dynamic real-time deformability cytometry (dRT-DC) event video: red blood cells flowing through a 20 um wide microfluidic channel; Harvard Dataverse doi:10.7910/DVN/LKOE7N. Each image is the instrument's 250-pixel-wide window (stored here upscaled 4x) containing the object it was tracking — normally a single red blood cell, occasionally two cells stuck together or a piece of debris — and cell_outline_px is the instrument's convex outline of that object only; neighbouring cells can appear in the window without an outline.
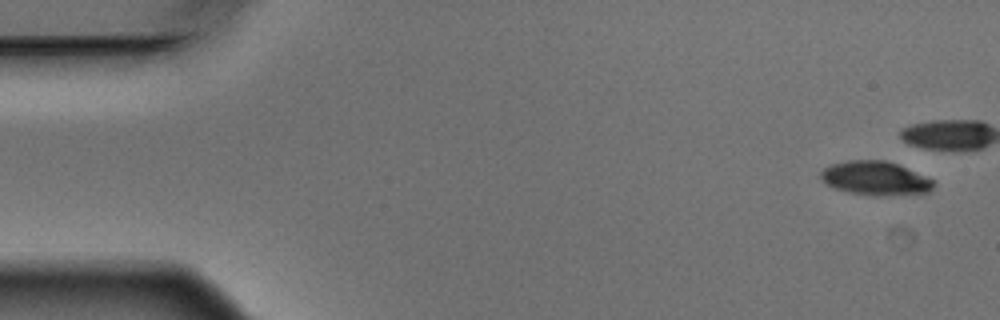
{"species": "Egyptian fruit bat (a non-hibernating species)", "species_latin": "Rousettus aegyptiacus", "temperature_condition": "warm", "stored_images_in_passage": 11, "camera_frame_rate_fps": 3000, "um_per_image_px": 0.085, "animal": {"sex": "male"}, "frame": {"image": 1, "passage_image": 1, "time_ms": 0.0, "image_size_px": [1000, 320], "cell_outline_px": [[932, 188], [928, 192], [852, 192], [832, 188], [820, 176], [820, 172], [824, 168], [832, 164], [848, 160], [884, 160], [896, 164], [924, 176], [932, 180]], "centroid_in_image_um": [74.3, 15.07], "position_along_channel_um": 10.7, "area_um2": 20.58}}
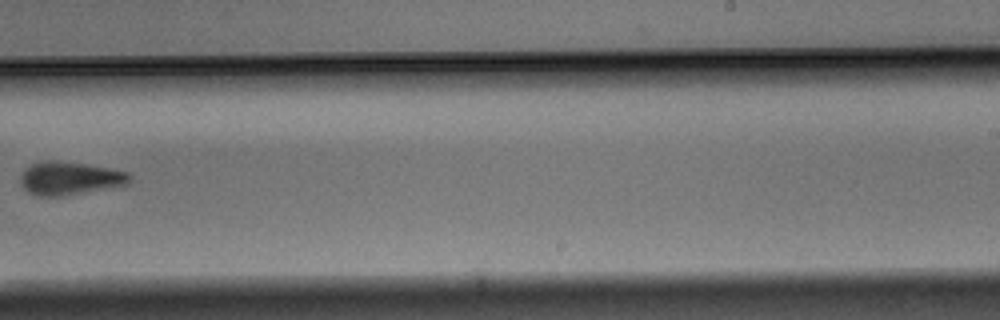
{"frame": {"image": 2, "passage_image": 10, "time_ms": 3.0, "image_size_px": [1000, 320], "cell_outline_px": [[132, 176], [128, 184], [56, 196], [36, 196], [24, 188], [20, 184], [20, 176], [32, 164], [48, 160], [52, 160], [84, 164], [108, 168], [128, 172]], "centroid_in_image_um": [5.91, 15.15], "position_along_channel_um": 283.1, "area_um2": 20.46}}
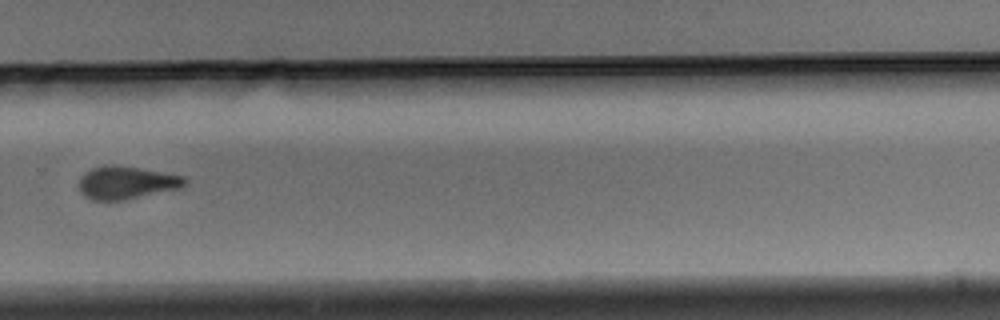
{"frame": {"image": 3, "passage_image": 11, "time_ms": 3.333, "image_size_px": [1000, 320], "cell_outline_px": [[188, 180], [180, 188], [124, 200], [92, 200], [84, 196], [80, 192], [76, 184], [80, 176], [84, 172], [92, 168], [104, 164], [112, 164], [184, 176]], "centroid_in_image_um": [10.66, 15.52], "position_along_channel_um": 319.1, "area_um2": 20.35}}